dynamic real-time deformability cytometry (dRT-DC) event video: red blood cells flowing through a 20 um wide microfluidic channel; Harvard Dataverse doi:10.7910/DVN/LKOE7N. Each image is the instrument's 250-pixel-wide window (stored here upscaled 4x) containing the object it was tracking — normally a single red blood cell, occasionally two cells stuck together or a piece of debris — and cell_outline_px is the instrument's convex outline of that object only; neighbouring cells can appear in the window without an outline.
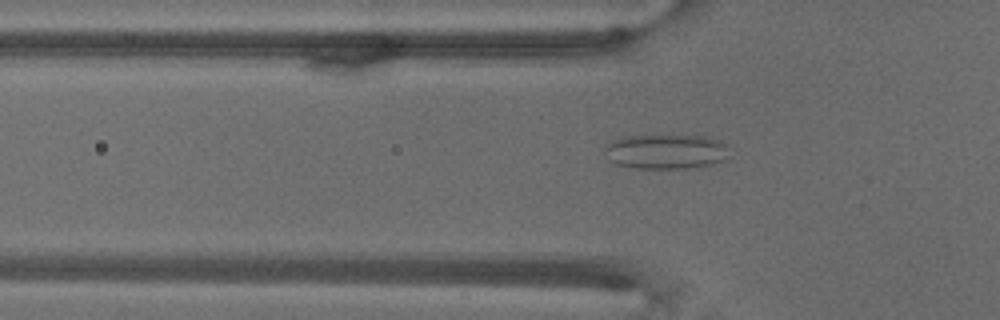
{"species": "common noctule bat (a hibernating species)", "species_latin": "Nyctalus noctula", "temperature_condition": "warm", "stored_images_in_passage": 70, "camera_frame_rate_fps": 3000, "um_per_image_px": 0.085, "animal": {"sex": "male", "body_mass_g": 18.8}, "frame": {"image": 1, "passage_image": 23, "time_ms": 7.333, "image_size_px": [1000, 320], "cell_outline_px": [[728, 144], [724, 160], [712, 164], [692, 168], [636, 168], [616, 164], [608, 160], [604, 148], [612, 140], [624, 136], [652, 132], [704, 136]], "centroid_in_image_um": [56.55, 12.82], "position_along_channel_um": 69.3, "area_um2": 26.18}}
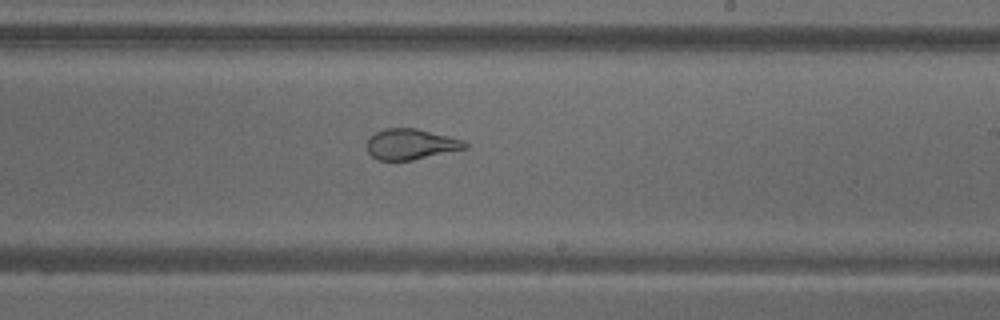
{"frame": {"image": 2, "passage_image": 42, "time_ms": 13.667, "image_size_px": [1000, 320], "cell_outline_px": [[468, 148], [412, 160], [380, 160], [372, 156], [368, 152], [368, 136], [384, 128], [416, 128], [464, 140], [468, 144]], "centroid_in_image_um": [34.93, 12.25], "position_along_channel_um": 254.1, "area_um2": 17.46}}
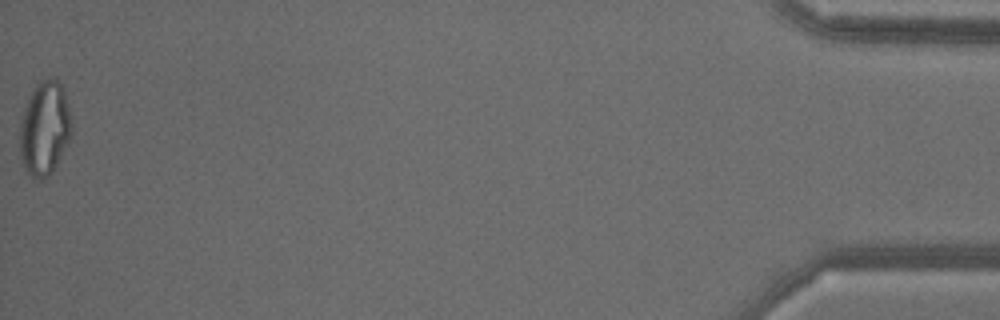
{"frame": {"image": 3, "passage_image": 70, "time_ms": 23.0, "image_size_px": [1000, 320], "cell_outline_px": [[72, 136], [52, 172], [48, 176], [40, 180], [32, 180], [24, 168], [20, 160], [20, 120], [24, 108], [32, 88], [36, 84], [48, 76], [56, 76], [60, 80], [68, 104], [72, 128]], "centroid_in_image_um": [3.79, 10.9], "position_along_channel_um": 431.4, "area_um2": 29.07}}